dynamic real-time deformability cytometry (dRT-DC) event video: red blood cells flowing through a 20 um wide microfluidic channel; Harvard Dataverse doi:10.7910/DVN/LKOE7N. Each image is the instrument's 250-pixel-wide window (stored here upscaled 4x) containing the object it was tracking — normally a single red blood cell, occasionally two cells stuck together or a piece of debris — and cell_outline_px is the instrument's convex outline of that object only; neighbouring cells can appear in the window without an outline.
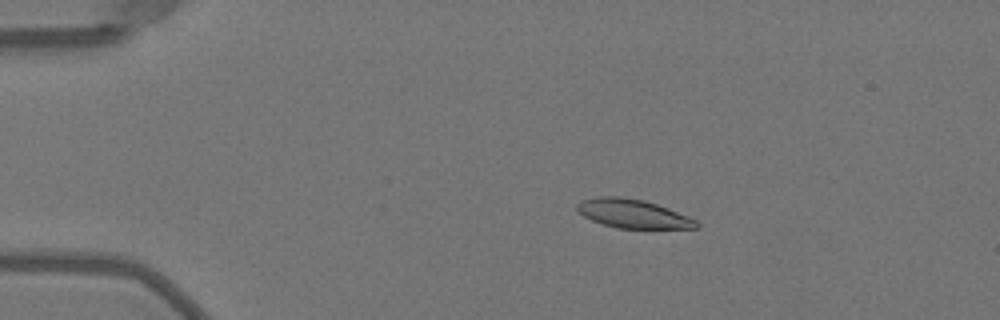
{"species": "Egyptian fruit bat (a non-hibernating species)", "species_latin": "Rousettus aegyptiacus", "temperature_condition": "warm", "stored_images_in_passage": 45, "camera_frame_rate_fps": 3000, "um_per_image_px": 0.085, "animal": {"sex": "female"}, "frame": {"image": 1, "passage_image": 4, "time_ms": 1.0, "image_size_px": [1000, 320], "cell_outline_px": [[700, 224], [696, 228], [616, 228], [592, 220], [584, 216], [576, 208], [576, 204], [584, 200], [600, 196], [620, 196], [644, 200], [668, 208], [688, 216], [696, 220]], "centroid_in_image_um": [53.81, 18.16], "position_along_channel_um": 31.2, "area_um2": 19.77}}
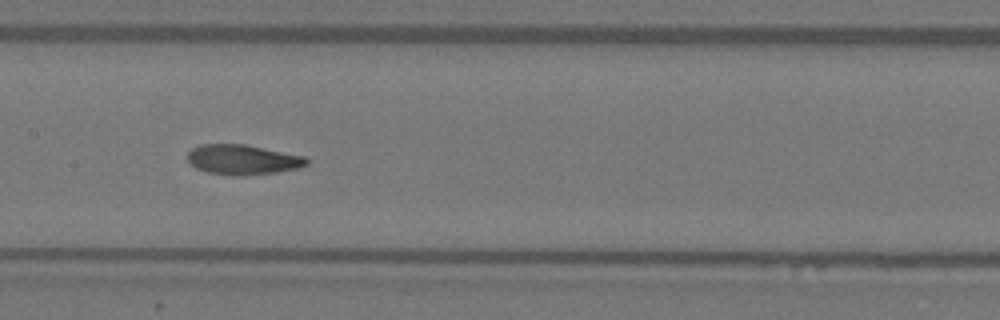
{"frame": {"image": 2, "passage_image": 20, "time_ms": 6.333, "image_size_px": [1000, 320], "cell_outline_px": [[308, 164], [300, 168], [276, 172], [244, 176], [232, 176], [208, 172], [196, 168], [188, 160], [188, 152], [192, 148], [200, 144], [244, 144], [304, 156], [308, 160]], "centroid_in_image_um": [20.63, 13.57], "position_along_channel_um": 186.8, "area_um2": 20.81}}
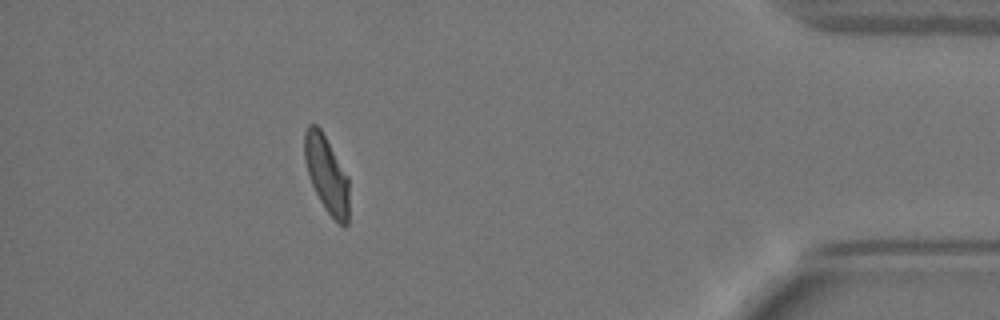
{"frame": {"image": 3, "passage_image": 40, "time_ms": 13.0, "image_size_px": [1000, 320], "cell_outline_px": [[348, 224], [344, 228], [324, 208], [312, 184], [304, 160], [304, 132], [308, 124], [316, 124], [320, 128], [348, 176]], "centroid_in_image_um": [27.75, 14.8], "position_along_channel_um": 407.4, "area_um2": 19.71}, "authors_computed_cell_mechanics": {"area_um2": 20.6346, "velocity_mm_per_s": 4.0217, "shape_relaxation_time_tau1_ms": 5.1677, "shape_relaxation_time_tau2_ms": 1.7547, "deformation_change_tau1": 0.1921, "deformation_change_tau2": 0.0767}}